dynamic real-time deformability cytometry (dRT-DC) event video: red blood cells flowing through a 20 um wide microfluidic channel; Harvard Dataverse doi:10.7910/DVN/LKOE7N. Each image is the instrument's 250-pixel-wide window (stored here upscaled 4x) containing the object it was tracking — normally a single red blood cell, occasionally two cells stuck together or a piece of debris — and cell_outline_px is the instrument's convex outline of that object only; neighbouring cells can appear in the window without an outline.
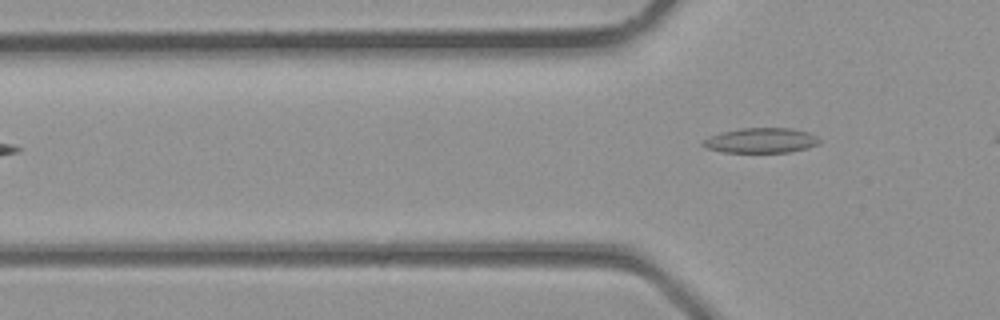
{"species": "common noctule bat (a hibernating species)", "species_latin": "Nyctalus noctula", "temperature_condition": "room temperature", "stored_images_in_passage": 5, "camera_frame_rate_fps": 3000, "um_per_image_px": 0.085, "animal": {"sex": "male", "body_mass_g": 23.1, "forearm_length_mm": 52.7}, "frame": {"image": 1, "passage_image": 5, "time_ms": 1.333, "image_size_px": [1000, 320], "cell_outline_px": [[820, 144], [808, 148], [788, 152], [724, 152], [704, 148], [700, 144], [708, 136], [720, 132], [740, 128], [788, 128], [808, 132], [816, 136], [820, 140]], "centroid_in_image_um": [64.65, 11.94], "position_along_channel_um": 61.1, "area_um2": 17.11}}